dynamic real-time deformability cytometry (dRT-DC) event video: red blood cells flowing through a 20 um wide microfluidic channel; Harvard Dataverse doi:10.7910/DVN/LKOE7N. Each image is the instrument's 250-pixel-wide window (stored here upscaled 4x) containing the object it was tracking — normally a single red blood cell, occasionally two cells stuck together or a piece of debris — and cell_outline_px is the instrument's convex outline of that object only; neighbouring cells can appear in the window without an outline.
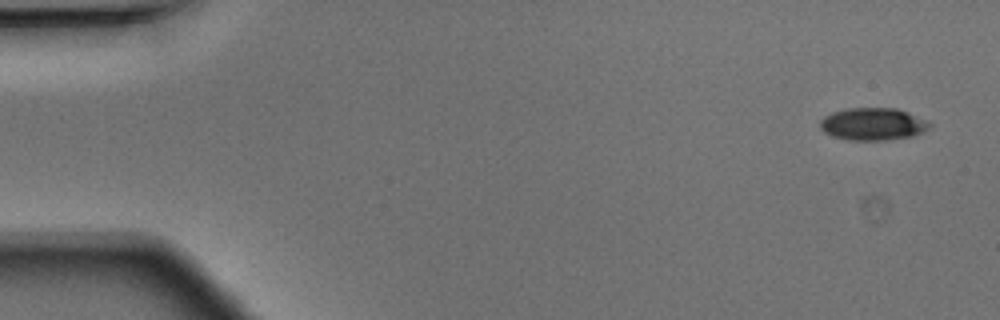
{"species": "Egyptian fruit bat (a non-hibernating species)", "species_latin": "Rousettus aegyptiacus", "temperature_condition": "warm", "stored_images_in_passage": 47, "camera_frame_rate_fps": 3000, "um_per_image_px": 0.085, "animal": {"sex": "male"}, "frame": {"image": 1, "passage_image": 1, "time_ms": 0.0, "image_size_px": [1000, 320], "cell_outline_px": [[932, 124], [924, 132], [912, 136], [884, 140], [848, 140], [832, 136], [824, 132], [820, 128], [820, 120], [824, 116], [832, 112], [844, 108], [896, 108], [908, 112]], "centroid_in_image_um": [74.16, 10.54], "position_along_channel_um": 10.8, "area_um2": 20.69}}
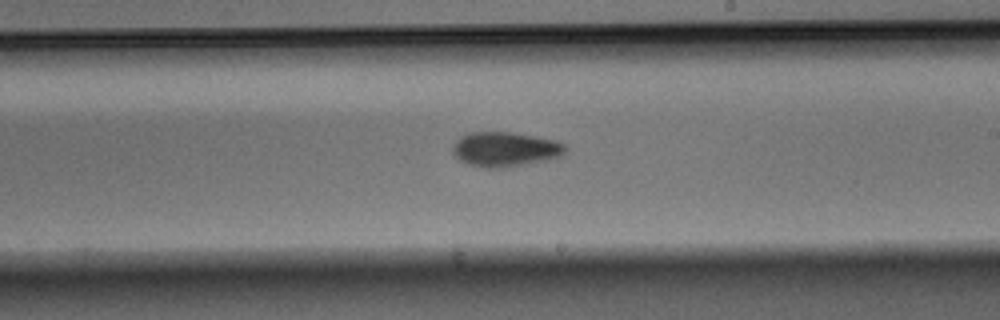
{"frame": {"image": 2, "passage_image": 27, "time_ms": 8.667, "image_size_px": [1000, 320], "cell_outline_px": [[568, 148], [560, 156], [548, 160], [528, 164], [496, 168], [484, 168], [468, 164], [460, 160], [452, 152], [452, 148], [456, 140], [460, 136], [472, 132], [508, 132], [556, 140], [568, 144]], "centroid_in_image_um": [42.96, 12.69], "position_along_channel_um": 246.0, "area_um2": 22.83}}
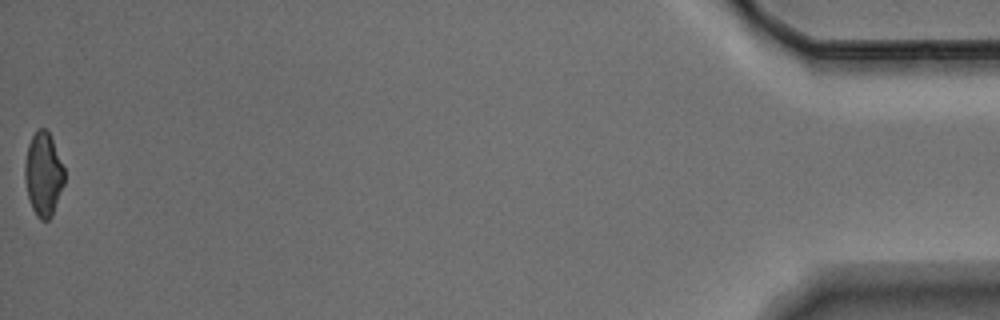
{"frame": {"image": 3, "passage_image": 47, "time_ms": 15.333, "image_size_px": [1000, 320], "cell_outline_px": [[64, 184], [52, 216], [48, 220], [40, 220], [36, 216], [32, 208], [28, 196], [24, 176], [24, 164], [28, 144], [36, 128], [44, 128], [48, 132], [52, 140], [64, 168]], "centroid_in_image_um": [3.67, 14.82], "position_along_channel_um": 431.5, "area_um2": 19.25}}